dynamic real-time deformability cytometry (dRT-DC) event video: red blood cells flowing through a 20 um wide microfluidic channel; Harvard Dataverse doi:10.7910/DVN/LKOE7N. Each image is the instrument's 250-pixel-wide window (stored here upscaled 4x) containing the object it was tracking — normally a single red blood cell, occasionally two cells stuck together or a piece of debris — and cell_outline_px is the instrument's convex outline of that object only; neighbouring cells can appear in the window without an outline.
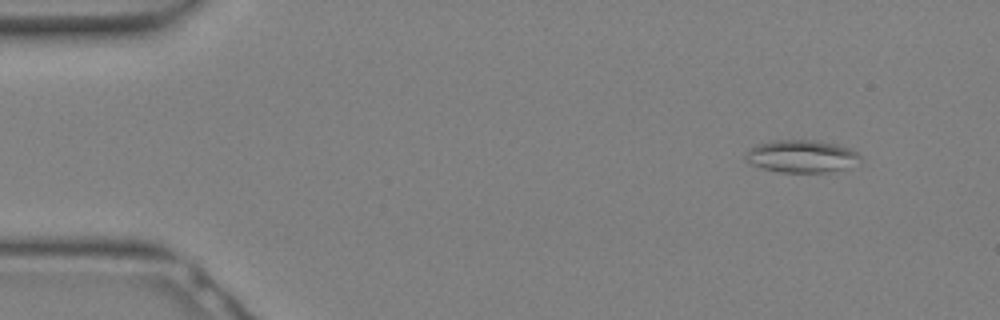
{"species": "Egyptian fruit bat (a non-hibernating species)", "species_latin": "Rousettus aegyptiacus", "temperature_condition": "warm", "stored_images_in_passage": 13, "camera_frame_rate_fps": 3000, "um_per_image_px": 0.085, "animal": {"sex": "female"}, "frame": {"image": 1, "passage_image": 1, "time_ms": 0.0, "image_size_px": [1000, 320], "cell_outline_px": [[860, 160], [840, 168], [828, 172], [780, 172], [764, 168], [752, 164], [744, 156], [748, 148], [756, 144], [772, 140], [816, 140], [836, 144], [852, 148], [860, 156]], "centroid_in_image_um": [68.08, 13.25], "position_along_channel_um": 16.9, "area_um2": 21.44}}
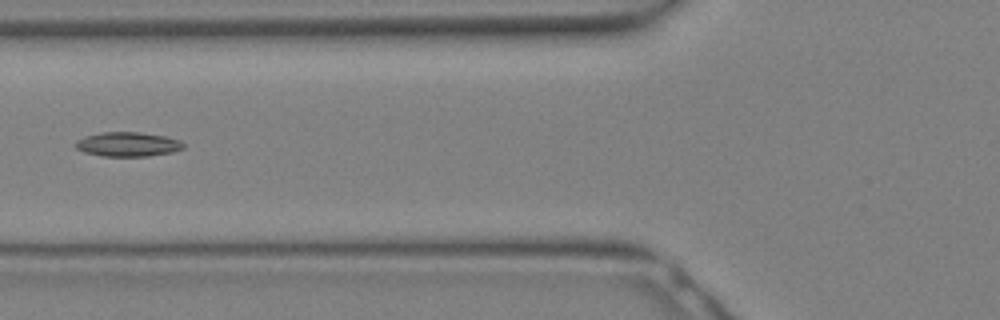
{"frame": {"image": 2, "passage_image": 10, "time_ms": 3.0, "image_size_px": [1000, 320], "cell_outline_px": [[184, 148], [172, 152], [148, 156], [104, 156], [84, 152], [76, 148], [72, 144], [76, 140], [84, 136], [100, 132], [140, 132], [164, 136], [180, 140], [184, 144]], "centroid_in_image_um": [10.82, 12.26], "position_along_channel_um": 115.0, "area_um2": 15.43}}
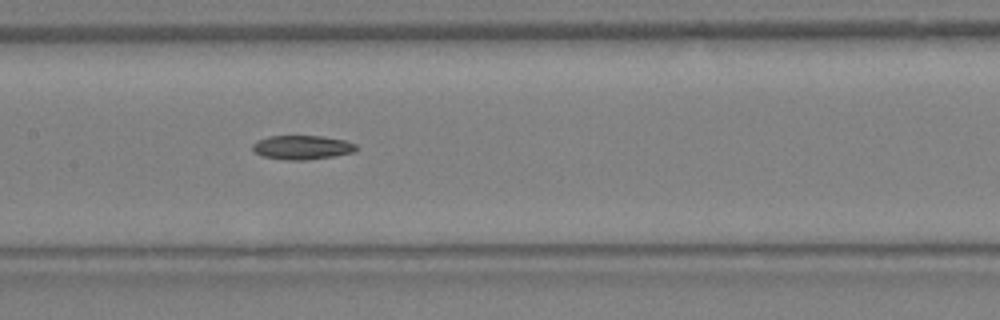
{"frame": {"image": 3, "passage_image": 13, "time_ms": 4.0, "image_size_px": [1000, 320], "cell_outline_px": [[356, 148], [352, 152], [332, 156], [304, 160], [288, 160], [260, 156], [252, 148], [252, 144], [256, 140], [268, 136], [324, 136], [344, 140], [356, 144]], "centroid_in_image_um": [25.62, 12.52], "position_along_channel_um": 181.8, "area_um2": 14.45}}